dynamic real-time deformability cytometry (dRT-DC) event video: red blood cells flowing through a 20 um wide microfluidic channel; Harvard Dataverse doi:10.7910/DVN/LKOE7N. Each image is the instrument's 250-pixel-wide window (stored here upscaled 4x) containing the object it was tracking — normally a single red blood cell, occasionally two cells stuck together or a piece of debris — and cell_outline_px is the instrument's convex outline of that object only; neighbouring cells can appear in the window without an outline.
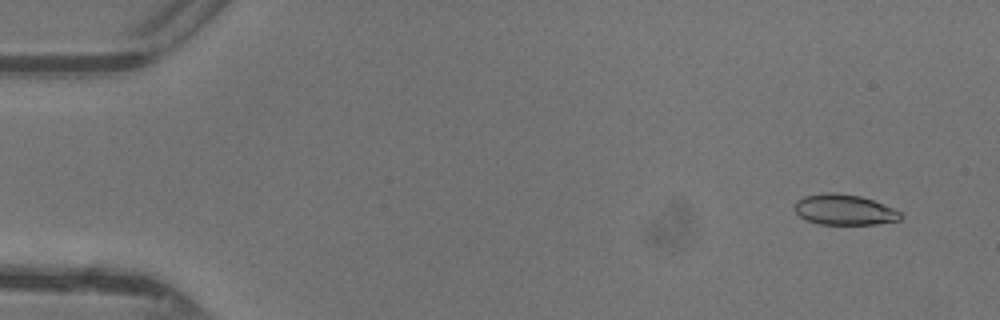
{"species": "common noctule bat (a hibernating species)", "species_latin": "Nyctalus noctula", "temperature_condition": "warm", "stored_images_in_passage": 48, "camera_frame_rate_fps": 3000, "um_per_image_px": 0.085, "animal": {"sex": "female"}, "frame": {"image": 1, "passage_image": 4, "time_ms": 1.0, "image_size_px": [1000, 320], "cell_outline_px": [[904, 216], [900, 220], [876, 224], [820, 224], [804, 220], [792, 208], [796, 200], [804, 196], [828, 192], [832, 192], [860, 196], [872, 200], [892, 208], [900, 212]], "centroid_in_image_um": [71.72, 17.83], "position_along_channel_um": 13.3, "area_um2": 18.9}}
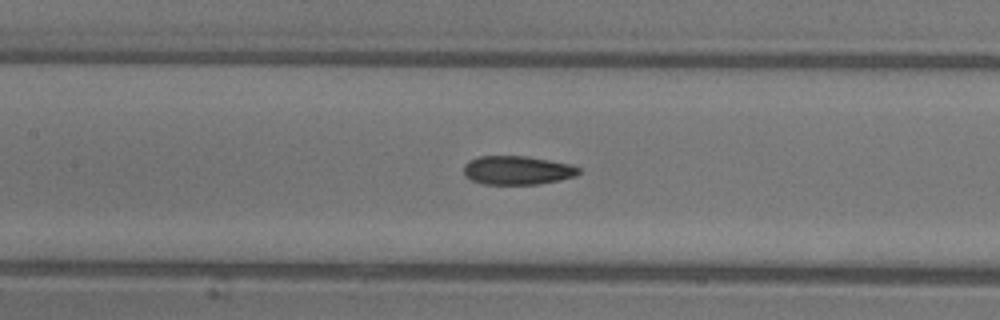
{"frame": {"image": 2, "passage_image": 23, "time_ms": 7.333, "image_size_px": [1000, 320], "cell_outline_px": [[580, 172], [576, 176], [540, 184], [484, 184], [472, 180], [464, 176], [464, 164], [468, 160], [480, 156], [528, 156], [572, 164], [580, 168]], "centroid_in_image_um": [43.97, 14.46], "position_along_channel_um": 163.4, "area_um2": 19.42}}
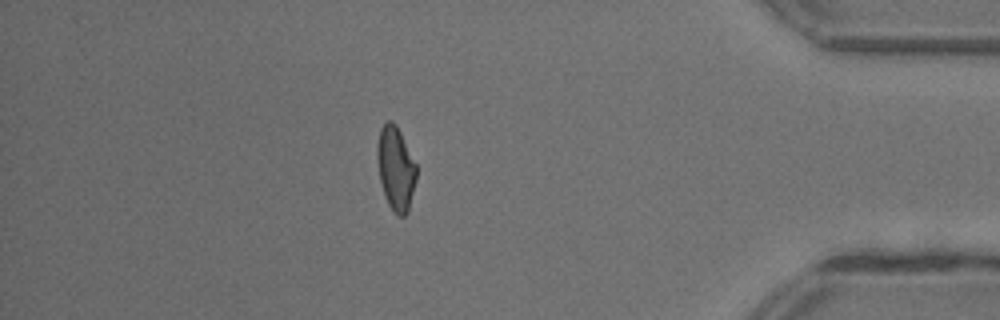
{"frame": {"image": 3, "passage_image": 42, "time_ms": 13.667, "image_size_px": [1000, 320], "cell_outline_px": [[416, 180], [408, 212], [404, 216], [396, 216], [392, 212], [384, 196], [380, 180], [376, 160], [376, 148], [380, 128], [388, 120], [392, 120], [396, 124], [416, 164]], "centroid_in_image_um": [33.62, 14.34], "position_along_channel_um": 401.6, "area_um2": 19.36}, "authors_computed_cell_mechanics": {"area_um2": 19.5075, "velocity_mm_per_s": 4.4128, "shape_relaxation_time_tau1_ms": 6.6444, "shape_relaxation_time_tau2_ms": 2.1256, "deformation_change_tau1": 0.1838, "deformation_change_tau2": 0.0931}}